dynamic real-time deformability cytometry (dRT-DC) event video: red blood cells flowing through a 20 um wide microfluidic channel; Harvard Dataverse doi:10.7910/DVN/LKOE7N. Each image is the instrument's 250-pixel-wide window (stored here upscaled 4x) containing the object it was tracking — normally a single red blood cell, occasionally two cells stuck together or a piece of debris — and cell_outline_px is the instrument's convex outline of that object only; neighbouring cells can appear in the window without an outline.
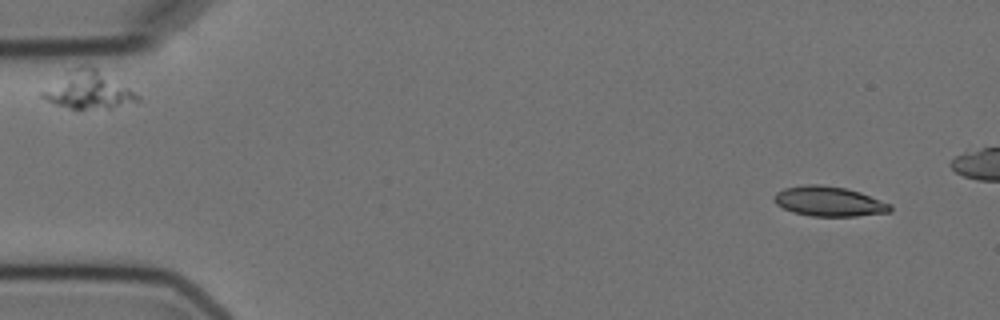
{"species": "Egyptian fruit bat (a non-hibernating species)", "species_latin": "Rousettus aegyptiacus", "temperature_condition": "cold", "stored_images_in_passage": 6, "segment_of_instrument_passage": [1, 2], "camera_frame_rate_fps": 3000, "um_per_image_px": 0.085, "animal": {"sex": "female"}, "frame": {"image": 1, "passage_image": 1, "time_ms": 0.0, "image_size_px": [1000, 320], "cell_outline_px": [[892, 212], [856, 216], [812, 216], [792, 212], [776, 204], [772, 200], [776, 192], [784, 188], [804, 184], [820, 184], [848, 188], [860, 192], [892, 204]], "centroid_in_image_um": [70.47, 17.11], "position_along_channel_um": 14.5, "area_um2": 20.46}}
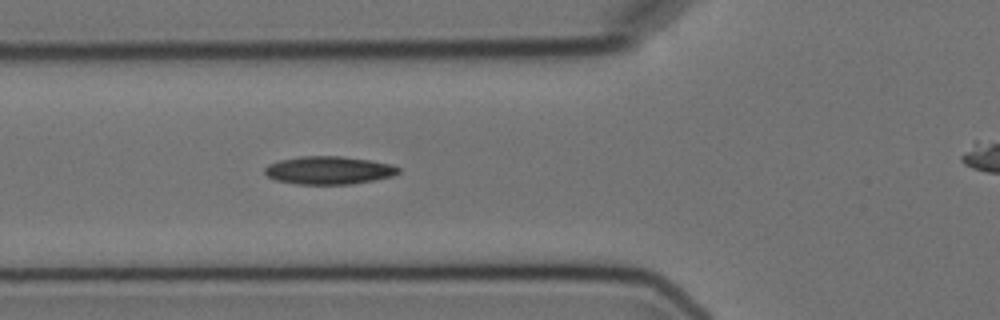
{"frame": {"image": 2, "passage_image": 5, "time_ms": 5.333, "image_size_px": [1000, 320], "cell_outline_px": [[400, 172], [392, 176], [376, 180], [352, 184], [296, 184], [276, 180], [268, 176], [264, 172], [264, 168], [268, 164], [280, 160], [300, 156], [340, 156], [368, 160], [392, 164], [400, 168]], "centroid_in_image_um": [27.95, 14.47], "position_along_channel_um": 97.8, "area_um2": 21.85}}